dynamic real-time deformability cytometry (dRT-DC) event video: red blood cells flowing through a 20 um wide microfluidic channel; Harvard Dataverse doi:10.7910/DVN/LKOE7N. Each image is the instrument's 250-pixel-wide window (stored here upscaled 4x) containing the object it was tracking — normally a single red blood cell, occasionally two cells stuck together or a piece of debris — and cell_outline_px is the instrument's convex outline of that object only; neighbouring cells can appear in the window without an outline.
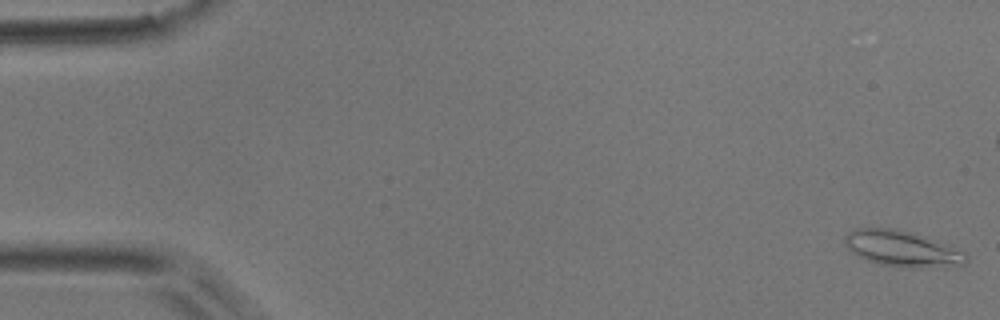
{"species": "common noctule bat (a hibernating species)", "species_latin": "Nyctalus noctula", "temperature_condition": "room temperature", "stored_images_in_passage": 52, "camera_frame_rate_fps": 3000, "um_per_image_px": 0.085, "animal": {"sex": "male", "body_mass_g": 17.9}, "frame": {"image": 1, "passage_image": 1, "time_ms": 0.0, "image_size_px": [1000, 320], "cell_outline_px": [[968, 260], [964, 264], [920, 268], [912, 268], [880, 264], [868, 260], [860, 256], [848, 248], [844, 244], [844, 236], [848, 232], [856, 228], [896, 228], [912, 232], [964, 252], [968, 256]], "centroid_in_image_um": [76.64, 21.13], "position_along_channel_um": 8.4, "area_um2": 24.91}}
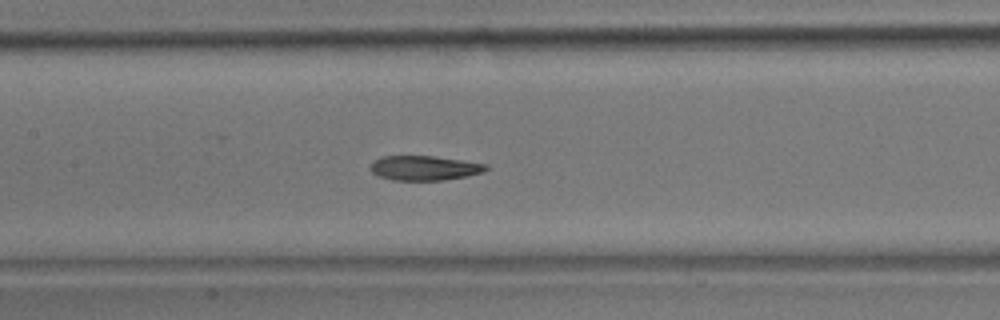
{"frame": {"image": 2, "passage_image": 24, "time_ms": 7.667, "image_size_px": [1000, 320], "cell_outline_px": [[488, 168], [484, 172], [468, 176], [444, 180], [392, 180], [380, 176], [372, 172], [368, 168], [376, 160], [384, 156], [432, 156], [464, 160], [488, 164]], "centroid_in_image_um": [36.12, 14.28], "position_along_channel_um": 171.3, "area_um2": 16.59}}
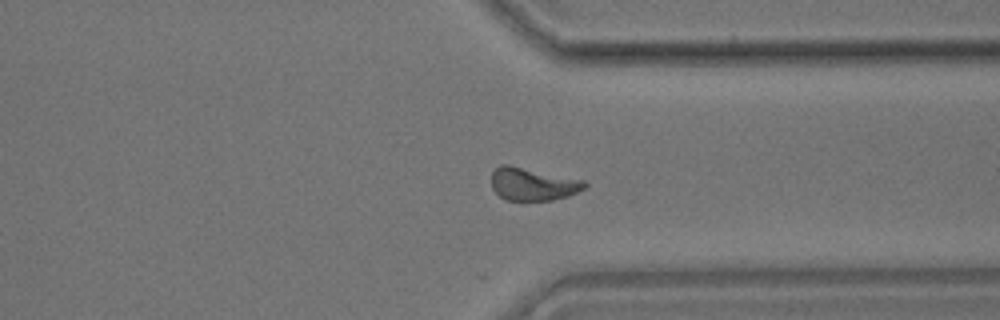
{"frame": {"image": 3, "passage_image": 39, "time_ms": 12.667, "image_size_px": [1000, 320], "cell_outline_px": [[588, 184], [584, 188], [568, 196], [552, 200], [504, 200], [492, 188], [492, 172], [500, 164], [508, 164], [584, 180]], "centroid_in_image_um": [45.27, 15.64], "position_along_channel_um": 366.1, "area_um2": 17.74}, "authors_computed_cell_mechanics": {"area_um2": 17.8891, "velocity_mm_per_s": 3.9104, "shape_relaxation_time_tau1_ms": 4.6356, "shape_relaxation_time_tau2_ms": 2.2898, "deformation_change_tau1": 0.157, "deformation_change_tau2": 0.0767}}